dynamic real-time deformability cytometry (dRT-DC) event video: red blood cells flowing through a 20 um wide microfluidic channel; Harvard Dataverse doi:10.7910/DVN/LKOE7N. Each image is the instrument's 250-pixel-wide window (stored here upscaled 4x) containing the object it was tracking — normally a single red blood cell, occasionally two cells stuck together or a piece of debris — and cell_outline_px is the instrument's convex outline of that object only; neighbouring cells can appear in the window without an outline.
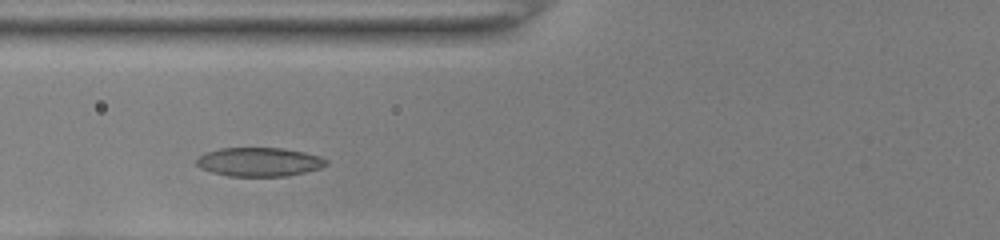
{"species": "common noctule bat (a hibernating species)", "species_latin": "Nyctalus noctula", "temperature_condition": "room temperature", "stored_images_in_passage": 24, "camera_frame_rate_fps": 3000, "um_per_image_px": 0.085, "animal": {"sex": "female", "body_mass_g": 22.0, "forearm_length_mm": 56.7}, "frame": {"image": 1, "passage_image": 3, "time_ms": 0.667, "image_size_px": [1000, 240], "cell_outline_px": [[328, 164], [320, 168], [288, 176], [228, 176], [212, 172], [200, 168], [196, 164], [196, 160], [200, 156], [208, 152], [220, 148], [280, 148], [304, 152], [320, 156], [328, 160]], "centroid_in_image_um": [22.05, 13.77], "position_along_channel_um": 103.8, "area_um2": 21.73}}
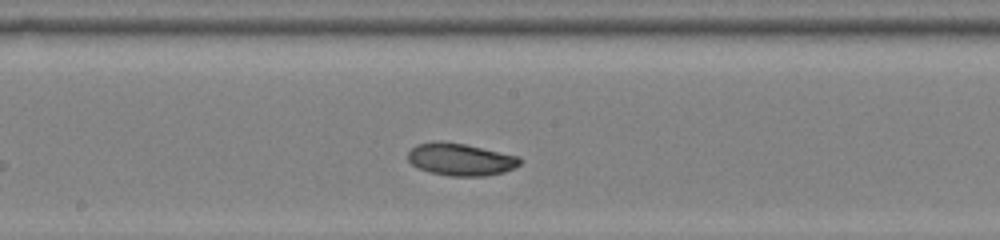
{"frame": {"image": 2, "passage_image": 11, "time_ms": 3.333, "image_size_px": [1000, 240], "cell_outline_px": [[520, 164], [504, 172], [484, 176], [448, 176], [432, 172], [420, 168], [412, 164], [408, 160], [408, 152], [416, 144], [464, 144], [520, 156]], "centroid_in_image_um": [39.2, 13.59], "position_along_channel_um": 209.0, "area_um2": 20.29}}
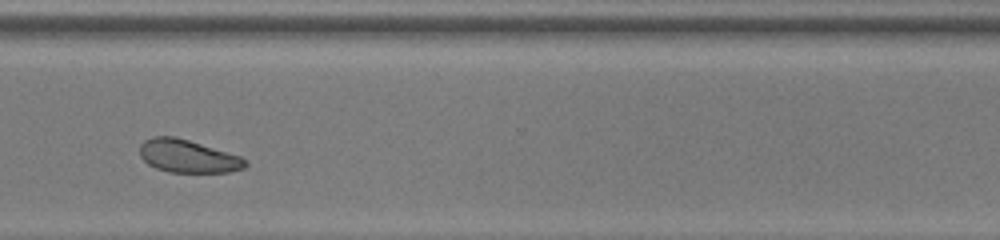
{"frame": {"image": 3, "passage_image": 22, "time_ms": 7.0, "image_size_px": [1000, 240], "cell_outline_px": [[248, 164], [244, 168], [228, 172], [168, 172], [156, 168], [148, 164], [140, 156], [140, 144], [144, 140], [152, 136], [176, 136], [240, 156]], "centroid_in_image_um": [15.93, 13.27], "position_along_channel_um": 354.7, "area_um2": 20.17}, "authors_computed_cell_mechanics": {"area_um2": 20.9525, "velocity_mm_per_s": 3.9515, "shape_relaxation_time_tau1_ms": 2.1637, "shape_relaxation_time_tau2_ms": null, "deformation_change_tau1": 0.0815, "deformation_change_tau2": null}}